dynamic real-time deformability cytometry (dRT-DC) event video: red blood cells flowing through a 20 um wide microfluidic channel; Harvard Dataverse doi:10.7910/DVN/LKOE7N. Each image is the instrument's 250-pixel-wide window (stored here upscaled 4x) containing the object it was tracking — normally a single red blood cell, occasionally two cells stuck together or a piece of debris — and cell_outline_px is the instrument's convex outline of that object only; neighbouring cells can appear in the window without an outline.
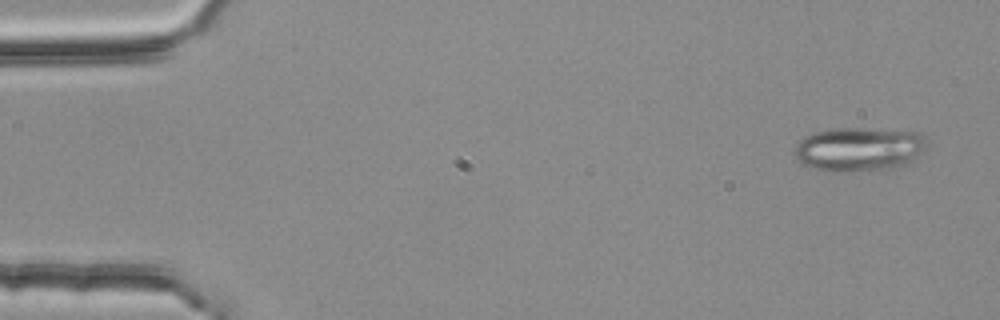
{"species": "common noctule bat (a hibernating species)", "species_latin": "Nyctalus noctula", "temperature_condition": "room temperature", "stored_images_in_passage": 3, "camera_frame_rate_fps": 3000, "um_per_image_px": 0.085, "animal": {"sex": "female", "body_mass_g": 25.1}, "frame": {"image": 1, "passage_image": 1, "time_ms": 0.0, "image_size_px": [1000, 320], "cell_outline_px": [[928, 148], [916, 164], [888, 168], [852, 172], [824, 172], [812, 168], [804, 164], [792, 152], [796, 144], [804, 136], [812, 132], [832, 128], [864, 128], [920, 132], [928, 140]], "centroid_in_image_um": [73.1, 12.69], "position_along_channel_um": 11.9, "area_um2": 35.2}}